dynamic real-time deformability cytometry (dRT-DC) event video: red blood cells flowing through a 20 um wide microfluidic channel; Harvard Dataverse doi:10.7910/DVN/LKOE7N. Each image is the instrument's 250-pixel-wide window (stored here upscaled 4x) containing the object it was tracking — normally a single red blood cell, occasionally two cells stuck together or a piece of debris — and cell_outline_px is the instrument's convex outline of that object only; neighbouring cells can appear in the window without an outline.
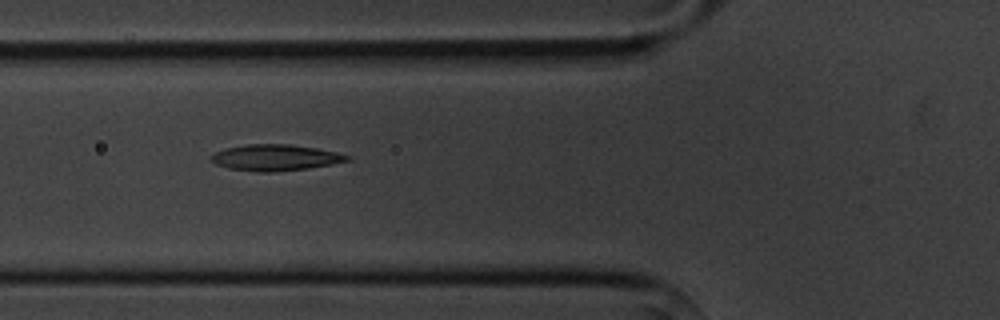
{"species": "common noctule bat (a hibernating species)", "species_latin": "Nyctalus noctula", "temperature_condition": "cold", "stored_images_in_passage": 8, "camera_frame_rate_fps": 3000, "um_per_image_px": 0.085, "animal": {"sex": "male", "body_mass_g": 20.1, "forearm_length_mm": 53.5}, "frame": {"image": 1, "passage_image": 5, "time_ms": 5.333, "image_size_px": [1000, 320], "cell_outline_px": [[352, 160], [332, 164], [308, 168], [272, 172], [260, 172], [228, 168], [216, 164], [212, 160], [212, 156], [216, 152], [224, 148], [248, 144], [288, 144], [316, 148], [336, 152], [352, 156]], "centroid_in_image_um": [23.45, 13.39], "position_along_channel_um": 102.4, "area_um2": 20.63}}
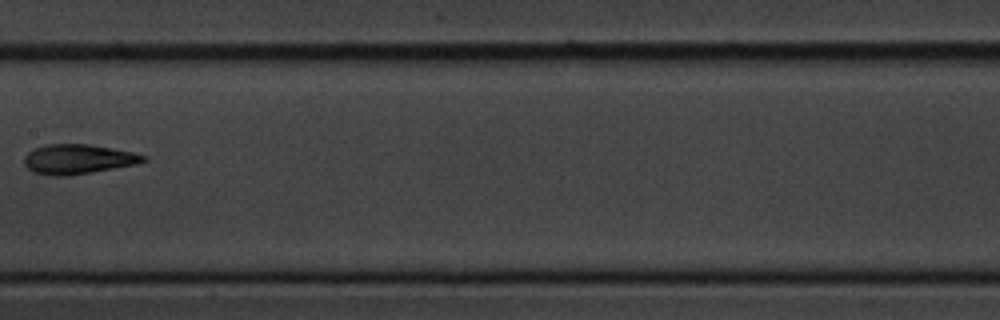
{"frame": {"image": 2, "passage_image": 7, "time_ms": 8.0, "image_size_px": [1000, 320], "cell_outline_px": [[148, 160], [136, 164], [92, 172], [68, 176], [48, 176], [32, 172], [24, 164], [24, 156], [28, 152], [36, 148], [48, 144], [88, 144], [112, 148], [132, 152], [148, 156]], "centroid_in_image_um": [6.62, 13.54], "position_along_channel_um": 200.8, "area_um2": 20.69}}
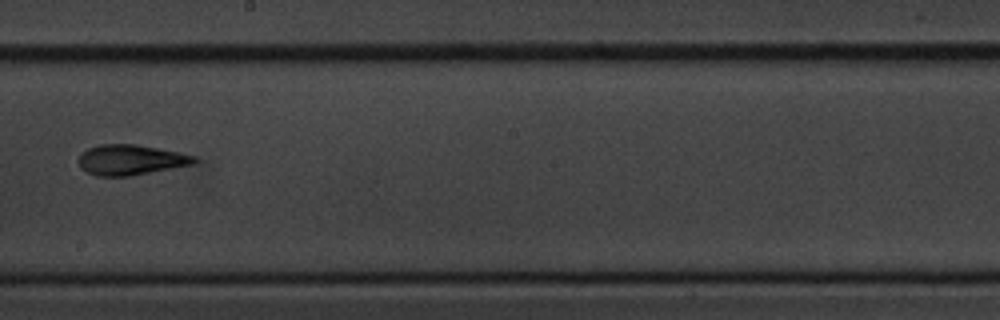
{"frame": {"image": 3, "passage_image": 8, "time_ms": 9.0, "image_size_px": [1000, 320], "cell_outline_px": [[196, 160], [192, 164], [172, 168], [128, 176], [96, 176], [80, 168], [80, 156], [88, 148], [100, 144], [136, 144], [180, 152], [196, 156]], "centroid_in_image_um": [11.11, 13.58], "position_along_channel_um": 237.1, "area_um2": 20.17}}